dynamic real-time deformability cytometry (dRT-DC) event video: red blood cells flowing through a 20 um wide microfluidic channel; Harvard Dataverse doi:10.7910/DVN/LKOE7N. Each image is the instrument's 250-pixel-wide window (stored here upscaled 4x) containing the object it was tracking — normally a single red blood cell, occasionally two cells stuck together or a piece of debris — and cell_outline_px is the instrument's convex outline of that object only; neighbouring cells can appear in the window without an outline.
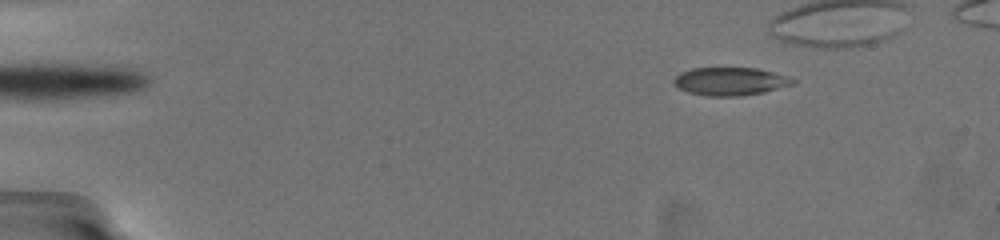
{"species": "common noctule bat (a hibernating species)", "species_latin": "Nyctalus noctula", "temperature_condition": "warm", "stored_images_in_passage": 67, "camera_frame_rate_fps": 3000, "um_per_image_px": 0.085, "animal": {"sex": "female", "body_mass_g": 19.5, "forearm_length_mm": 54.1}, "frame": {"image": 1, "passage_image": 14, "time_ms": 2.667, "image_size_px": [1000, 240], "cell_outline_px": [[796, 84], [764, 92], [740, 96], [708, 96], [688, 92], [672, 84], [672, 80], [680, 72], [692, 68], [756, 68], [788, 76], [796, 80]], "centroid_in_image_um": [62.07, 6.92], "position_along_channel_um": 22.9, "area_um2": 19.54}}
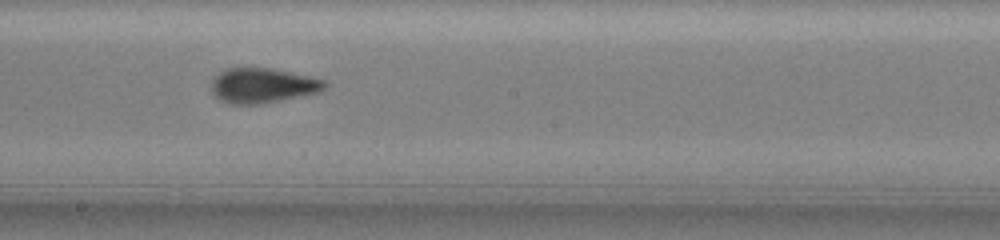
{"frame": {"image": 2, "passage_image": 44, "time_ms": 11.333, "image_size_px": [1000, 240], "cell_outline_px": [[328, 84], [320, 92], [260, 104], [232, 104], [220, 100], [212, 92], [212, 80], [220, 72], [228, 68], [272, 68], [328, 80]], "centroid_in_image_um": [22.36, 7.26], "position_along_channel_um": 225.8, "area_um2": 23.0}}
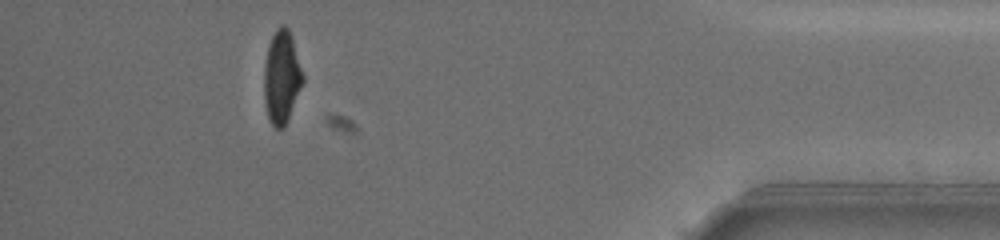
{"frame": {"image": 3, "passage_image": 65, "time_ms": 17.667, "image_size_px": [1000, 240], "cell_outline_px": [[304, 80], [288, 120], [284, 128], [276, 128], [272, 124], [268, 116], [264, 100], [264, 64], [268, 44], [276, 28], [284, 24], [288, 28], [292, 36], [304, 76]], "centroid_in_image_um": [23.94, 6.53], "position_along_channel_um": 411.3, "area_um2": 21.1}}